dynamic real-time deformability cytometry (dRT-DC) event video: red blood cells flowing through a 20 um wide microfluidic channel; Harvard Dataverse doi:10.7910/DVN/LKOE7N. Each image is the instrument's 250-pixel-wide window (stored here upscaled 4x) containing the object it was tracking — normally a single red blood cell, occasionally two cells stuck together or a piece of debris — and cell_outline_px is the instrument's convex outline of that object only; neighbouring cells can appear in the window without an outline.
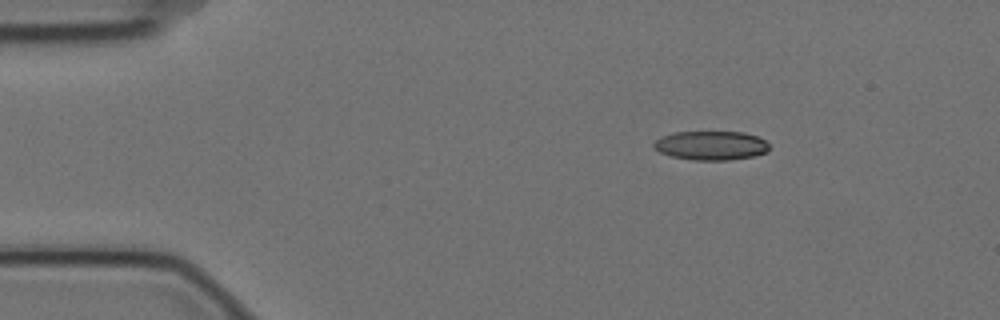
{"species": "Egyptian fruit bat (a non-hibernating species)", "species_latin": "Rousettus aegyptiacus", "temperature_condition": "cold", "stored_images_in_passage": 14, "camera_frame_rate_fps": 3000, "um_per_image_px": 0.085, "animal": {"sex": "female"}, "frame": {"image": 1, "passage_image": 2, "time_ms": 0.333, "image_size_px": [1000, 320], "cell_outline_px": [[768, 152], [752, 156], [728, 160], [692, 160], [672, 156], [660, 152], [652, 144], [660, 136], [676, 132], [744, 132], [756, 136], [764, 140], [768, 144]], "centroid_in_image_um": [60.43, 12.36], "position_along_channel_um": 24.6, "area_um2": 19.42}}
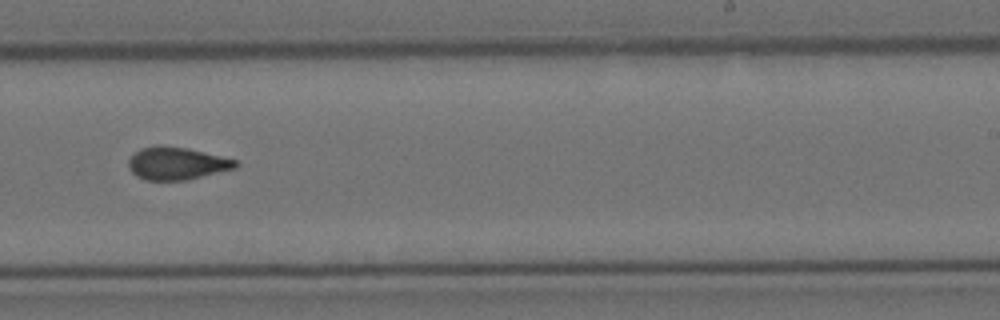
{"frame": {"image": 2, "passage_image": 9, "time_ms": 2.667, "image_size_px": [1000, 320], "cell_outline_px": [[240, 164], [236, 168], [188, 180], [144, 180], [136, 176], [128, 168], [128, 160], [140, 148], [188, 148], [236, 160]], "centroid_in_image_um": [15.05, 13.94], "position_along_channel_um": 273.9, "area_um2": 19.83}}
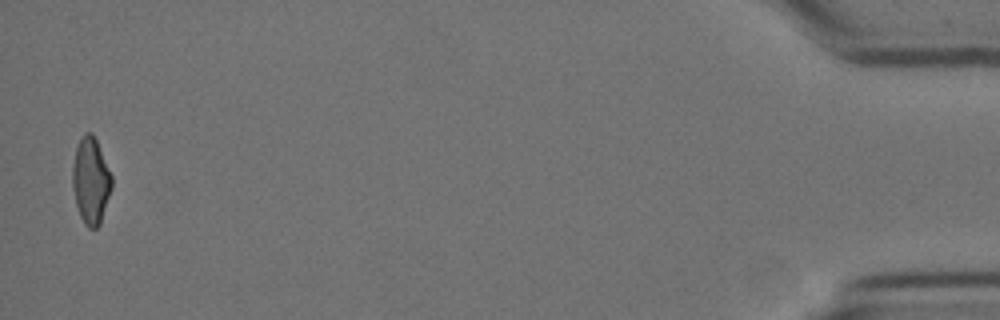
{"frame": {"image": 3, "passage_image": 14, "time_ms": 4.333, "image_size_px": [1000, 320], "cell_outline_px": [[112, 188], [100, 224], [96, 228], [88, 228], [84, 224], [80, 216], [76, 204], [72, 188], [72, 168], [76, 148], [84, 132], [92, 132], [96, 140], [112, 176]], "centroid_in_image_um": [7.71, 15.38], "position_along_channel_um": 427.5, "area_um2": 19.71}}